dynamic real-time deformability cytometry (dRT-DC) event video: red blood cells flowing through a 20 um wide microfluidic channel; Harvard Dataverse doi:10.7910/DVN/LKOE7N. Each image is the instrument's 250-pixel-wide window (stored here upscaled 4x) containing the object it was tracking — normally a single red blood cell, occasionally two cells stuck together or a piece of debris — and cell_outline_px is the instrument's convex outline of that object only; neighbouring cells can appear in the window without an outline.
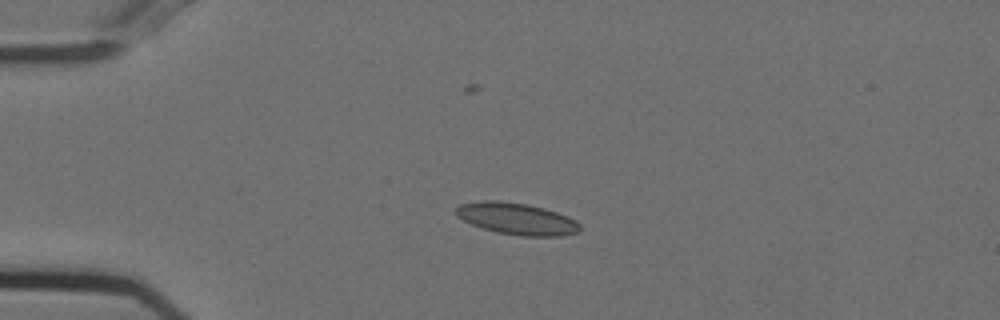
{"species": "Egyptian fruit bat (a non-hibernating species)", "species_latin": "Rousettus aegyptiacus", "temperature_condition": "cold", "stored_images_in_passage": 43, "camera_frame_rate_fps": 3000, "um_per_image_px": 0.085, "animal": {"sex": "female"}, "frame": {"image": 1, "passage_image": 1, "time_ms": 0.0, "image_size_px": [1000, 320], "cell_outline_px": [[580, 232], [564, 236], [520, 236], [496, 232], [472, 224], [456, 216], [456, 208], [460, 204], [484, 200], [500, 200], [528, 204], [544, 208], [568, 216], [576, 220], [580, 224]], "centroid_in_image_um": [43.96, 18.59], "position_along_channel_um": 41.0, "area_um2": 23.06}}
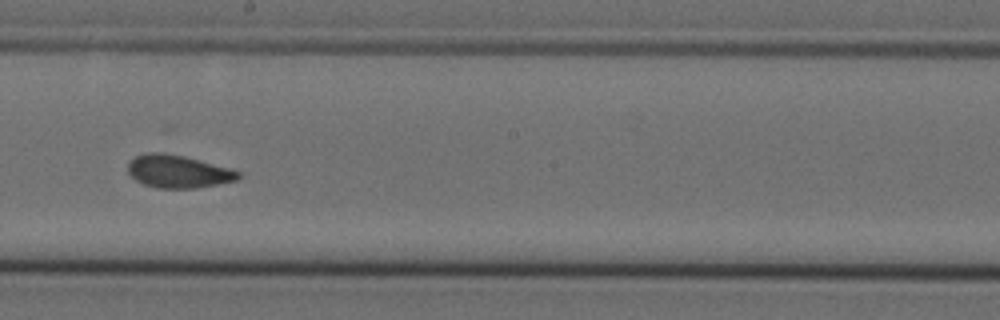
{"frame": {"image": 2, "passage_image": 19, "time_ms": 6.0, "image_size_px": [1000, 320], "cell_outline_px": [[240, 176], [236, 180], [196, 188], [156, 188], [144, 184], [136, 180], [128, 172], [128, 164], [136, 156], [144, 152], [164, 152], [184, 156], [228, 168], [240, 172]], "centroid_in_image_um": [15.1, 14.57], "position_along_channel_um": 233.1, "area_um2": 20.87}}
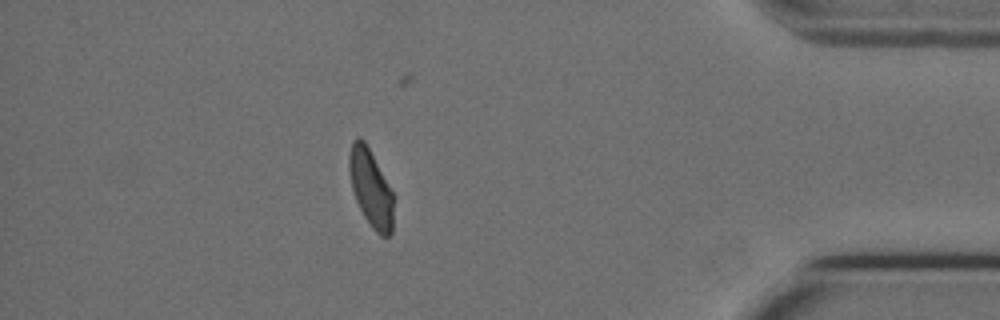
{"frame": {"image": 3, "passage_image": 36, "time_ms": 11.667, "image_size_px": [1000, 320], "cell_outline_px": [[396, 196], [392, 232], [388, 236], [380, 236], [372, 228], [364, 216], [356, 200], [352, 188], [348, 168], [348, 156], [352, 140], [356, 136], [360, 136], [364, 140]], "centroid_in_image_um": [31.55, 15.99], "position_along_channel_um": 403.7, "area_um2": 20.58}, "authors_computed_cell_mechanics": {"area_um2": 20.9236, "velocity_mm_per_s": 3.7108, "shape_relaxation_time_tau1_ms": 7.044, "shape_relaxation_time_tau2_ms": 1.255, "deformation_change_tau1": 0.1419, "deformation_change_tau2": 0.0546}}